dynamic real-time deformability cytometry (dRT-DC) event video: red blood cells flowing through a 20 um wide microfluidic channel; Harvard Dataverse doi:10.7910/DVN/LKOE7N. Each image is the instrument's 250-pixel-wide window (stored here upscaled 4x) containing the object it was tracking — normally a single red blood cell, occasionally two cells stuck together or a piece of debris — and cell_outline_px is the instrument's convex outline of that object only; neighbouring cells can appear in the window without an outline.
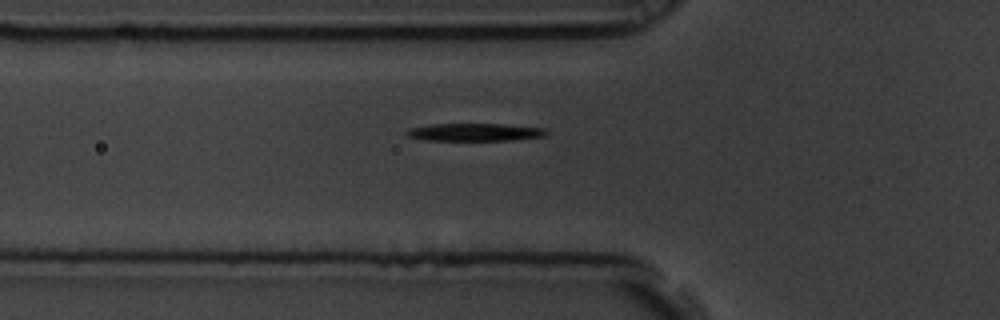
{"species": "common noctule bat (a hibernating species)", "species_latin": "Nyctalus noctula", "temperature_condition": "room temperature", "stored_images_in_passage": 43, "camera_frame_rate_fps": 3000, "um_per_image_px": 0.085, "animal": {"sex": "male", "body_mass_g": 19.5, "forearm_length_mm": 54.6}, "frame": {"image": 1, "passage_image": 4, "time_ms": 1.0, "image_size_px": [1000, 320], "cell_outline_px": [[548, 132], [544, 136], [516, 140], [428, 140], [408, 136], [404, 132], [408, 128], [432, 124], [504, 124], [548, 128]], "centroid_in_image_um": [40.4, 11.23], "position_along_channel_um": 85.4, "area_um2": 14.45}}
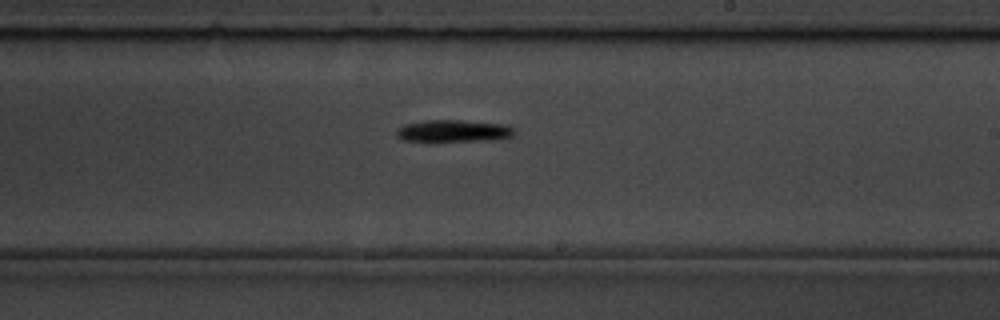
{"frame": {"image": 2, "passage_image": 18, "time_ms": 5.667, "image_size_px": [1000, 320], "cell_outline_px": [[516, 132], [512, 136], [500, 140], [404, 140], [396, 136], [396, 128], [404, 124], [424, 120], [460, 120], [508, 124], [516, 128]], "centroid_in_image_um": [38.62, 11.1], "position_along_channel_um": 250.4, "area_um2": 15.2}}
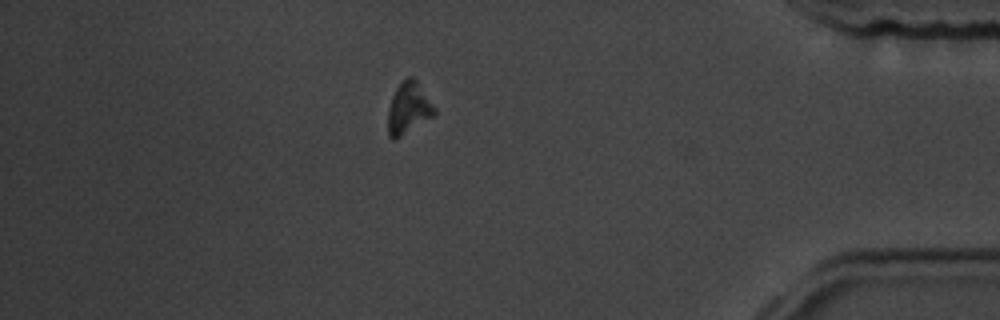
{"frame": {"image": 3, "passage_image": 34, "time_ms": 11.0, "image_size_px": [1000, 320], "cell_outline_px": [[436, 112], [432, 116], [396, 140], [392, 140], [388, 136], [388, 108], [392, 96], [396, 88], [408, 76], [412, 76], [416, 80], [436, 108]], "centroid_in_image_um": [34.7, 9.21], "position_along_channel_um": 400.5, "area_um2": 13.87}}